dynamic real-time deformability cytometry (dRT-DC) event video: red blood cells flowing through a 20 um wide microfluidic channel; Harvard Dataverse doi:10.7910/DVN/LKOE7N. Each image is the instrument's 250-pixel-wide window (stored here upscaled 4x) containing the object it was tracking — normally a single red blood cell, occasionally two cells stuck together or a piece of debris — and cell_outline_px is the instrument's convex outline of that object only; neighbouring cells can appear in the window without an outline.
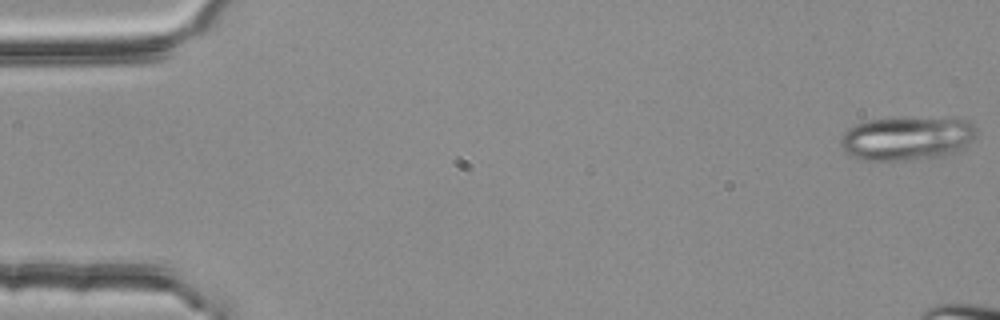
{"species": "common noctule bat (a hibernating species)", "species_latin": "Nyctalus noctula", "temperature_condition": "room temperature", "stored_images_in_passage": 4, "camera_frame_rate_fps": 3000, "um_per_image_px": 0.085, "animal": {"sex": "female", "body_mass_g": 25.1}, "frame": {"image": 1, "passage_image": 1, "time_ms": 0.0, "image_size_px": [1000, 320], "cell_outline_px": [[976, 136], [960, 148], [948, 156], [904, 160], [864, 160], [852, 156], [840, 144], [840, 136], [848, 128], [856, 124], [868, 120], [900, 116], [904, 116], [972, 120], [976, 128]], "centroid_in_image_um": [77.09, 11.72], "position_along_channel_um": 7.9, "area_um2": 35.08}}